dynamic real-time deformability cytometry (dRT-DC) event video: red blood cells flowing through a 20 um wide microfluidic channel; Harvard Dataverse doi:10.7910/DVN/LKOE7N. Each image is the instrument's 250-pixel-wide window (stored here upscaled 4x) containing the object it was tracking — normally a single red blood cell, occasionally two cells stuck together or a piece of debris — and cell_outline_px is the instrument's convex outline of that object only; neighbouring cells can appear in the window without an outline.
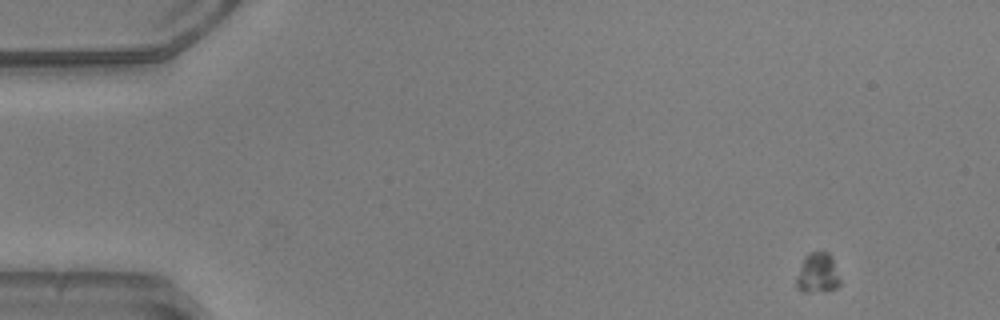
{"species": "common noctule bat (a hibernating species)", "species_latin": "Nyctalus noctula", "temperature_condition": "warm", "stored_images_in_passage": 50, "camera_frame_rate_fps": 3000, "um_per_image_px": 0.085, "animal": {"sex": "male", "body_mass_g": 20.5, "forearm_length_mm": 52.5}, "frame": {"image": 1, "passage_image": 1, "time_ms": 0.0, "image_size_px": [1000, 320], "cell_outline_px": [[840, 284], [836, 288], [808, 292], [804, 292], [796, 288], [796, 280], [804, 256], [808, 252], [828, 252], [832, 256], [840, 280]], "centroid_in_image_um": [69.49, 23.2], "position_along_channel_um": 15.5, "area_um2": 10.06}}
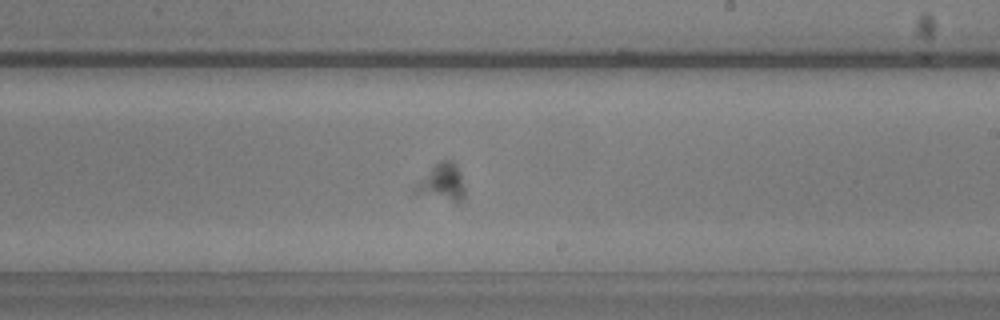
{"frame": {"image": 2, "passage_image": 29, "time_ms": 9.333, "image_size_px": [1000, 320], "cell_outline_px": [[464, 196], [456, 204], [416, 192], [416, 184], [440, 160], [452, 160], [460, 176], [464, 188]], "centroid_in_image_um": [37.61, 15.54], "position_along_channel_um": 251.4, "area_um2": 10.12}}